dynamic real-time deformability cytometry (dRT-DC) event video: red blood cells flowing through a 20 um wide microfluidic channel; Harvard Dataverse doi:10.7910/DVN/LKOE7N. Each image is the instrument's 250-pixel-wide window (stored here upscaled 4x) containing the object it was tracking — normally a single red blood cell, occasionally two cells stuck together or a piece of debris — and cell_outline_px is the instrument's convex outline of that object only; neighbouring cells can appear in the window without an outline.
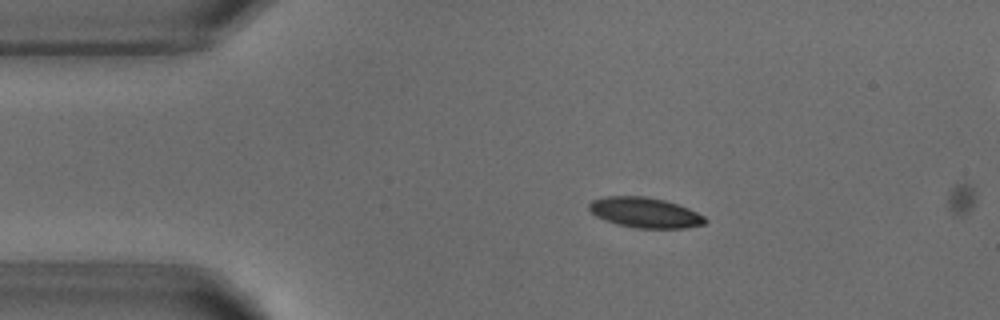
{"species": "common noctule bat (a hibernating species)", "species_latin": "Nyctalus noctula", "temperature_condition": "warm", "stored_images_in_passage": 12, "camera_frame_rate_fps": 3000, "um_per_image_px": 0.085, "animal": {"sex": "male", "body_mass_g": 18.8}, "frame": {"image": 1, "passage_image": 9, "time_ms": 2.667, "image_size_px": [1000, 320], "cell_outline_px": [[708, 220], [704, 224], [684, 228], [636, 228], [616, 224], [604, 220], [596, 216], [588, 208], [588, 204], [592, 200], [604, 196], [644, 196], [664, 200], [688, 208], [704, 216]], "centroid_in_image_um": [54.79, 18.07], "position_along_channel_um": 30.2, "area_um2": 20.46}}